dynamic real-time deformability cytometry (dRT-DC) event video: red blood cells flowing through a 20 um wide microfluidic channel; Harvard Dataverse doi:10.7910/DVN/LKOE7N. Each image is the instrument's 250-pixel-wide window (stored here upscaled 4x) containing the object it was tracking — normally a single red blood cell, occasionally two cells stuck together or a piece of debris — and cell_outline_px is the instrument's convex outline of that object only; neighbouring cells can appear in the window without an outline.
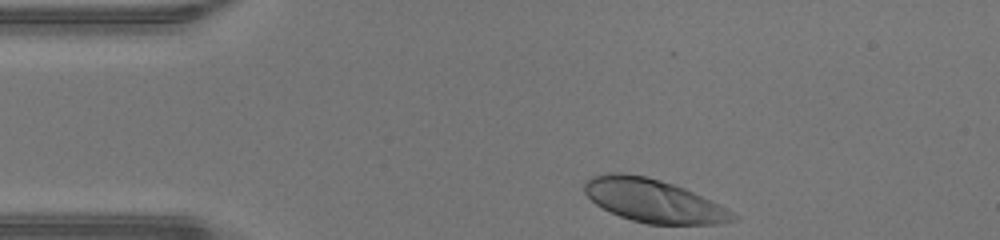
{"species": "human", "species_latin": "Homo sapiens", "temperature_condition": "warm", "stored_images_in_passage": 30, "camera_frame_rate_fps": 3000, "um_per_image_px": 0.085, "donor": {"sex": "male"}, "frame": {"image": 1, "passage_image": 1, "time_ms": 0.0, "image_size_px": [1000, 240], "cell_outline_px": [[740, 216], [736, 220], [716, 224], [648, 224], [632, 220], [620, 216], [596, 204], [584, 192], [584, 180], [592, 176], [608, 172], [620, 172], [648, 176], [684, 188]], "centroid_in_image_um": [55.49, 17.05], "position_along_channel_um": 29.5, "area_um2": 36.99}}
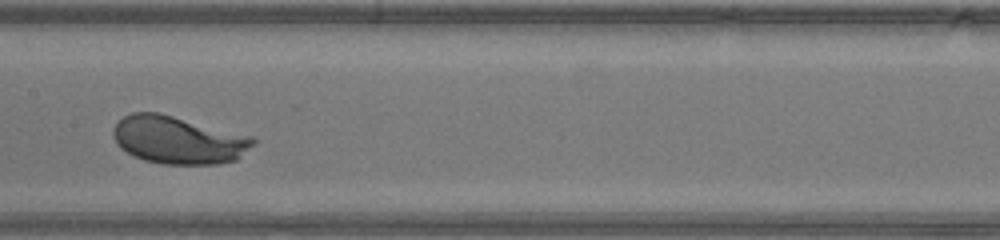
{"frame": {"image": 2, "passage_image": 16, "time_ms": 5.0, "image_size_px": [1000, 240], "cell_outline_px": [[256, 144], [236, 160], [220, 164], [160, 164], [144, 160], [120, 148], [112, 132], [112, 128], [124, 116], [132, 112], [160, 112], [252, 136], [256, 140]], "centroid_in_image_um": [15.18, 11.89], "position_along_channel_um": 192.2, "area_um2": 39.07}}
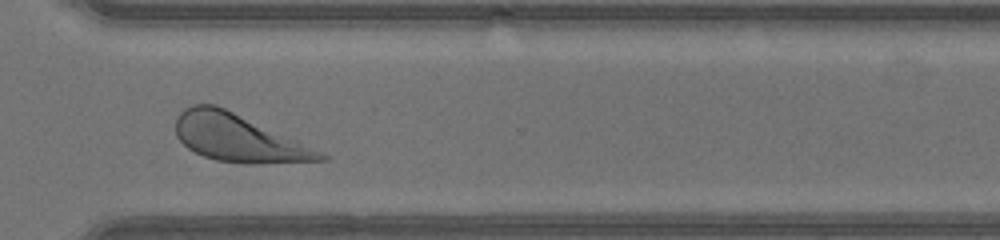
{"frame": {"image": 3, "passage_image": 27, "time_ms": 8.667, "image_size_px": [1000, 240], "cell_outline_px": [[328, 160], [256, 164], [216, 160], [204, 156], [188, 148], [176, 136], [176, 116], [184, 108], [192, 104], [216, 104], [296, 140], [328, 156]], "centroid_in_image_um": [20.2, 11.72], "position_along_channel_um": 350.4, "area_um2": 39.3}, "authors_computed_cell_mechanics": {"area_um2": 38.0613, "velocity_mm_per_s": 4.3275, "shape_relaxation_time_tau1_ms": 1.5548, "shape_relaxation_time_tau2_ms": null, "deformation_change_tau1": 0.1649, "deformation_change_tau2": null}}